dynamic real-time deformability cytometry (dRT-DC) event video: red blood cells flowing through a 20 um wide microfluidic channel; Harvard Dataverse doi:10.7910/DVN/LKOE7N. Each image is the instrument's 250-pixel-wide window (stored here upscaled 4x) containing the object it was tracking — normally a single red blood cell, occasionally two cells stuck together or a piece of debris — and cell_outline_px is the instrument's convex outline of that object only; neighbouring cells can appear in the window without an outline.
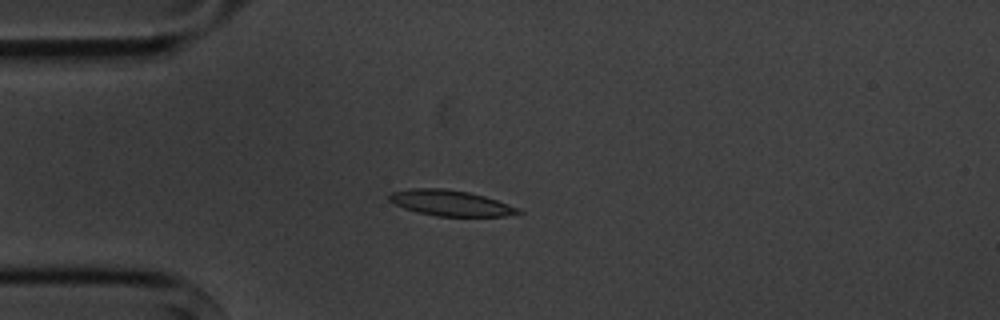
{"species": "common noctule bat (a hibernating species)", "species_latin": "Nyctalus noctula", "temperature_condition": "cold", "stored_images_in_passage": 13, "camera_frame_rate_fps": 3000, "um_per_image_px": 0.085, "animal": {"sex": "male", "body_mass_g": 20.1, "forearm_length_mm": 53.5}, "frame": {"image": 1, "passage_image": 4, "time_ms": 4.333, "image_size_px": [1000, 320], "cell_outline_px": [[524, 212], [504, 216], [436, 216], [416, 212], [404, 208], [388, 200], [388, 196], [392, 192], [412, 188], [444, 188], [468, 192], [484, 196], [520, 208]], "centroid_in_image_um": [38.29, 17.26], "position_along_channel_um": 46.7, "area_um2": 19.25}}
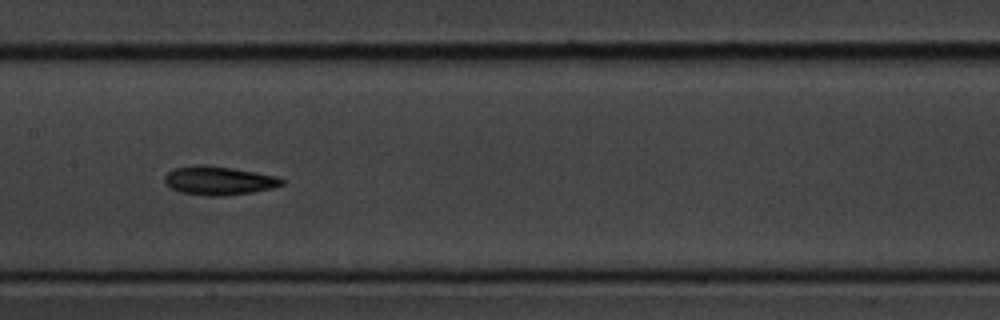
{"frame": {"image": 2, "passage_image": 8, "time_ms": 8.667, "image_size_px": [1000, 320], "cell_outline_px": [[284, 184], [272, 188], [252, 192], [220, 196], [208, 196], [180, 192], [172, 188], [164, 180], [164, 176], [168, 172], [176, 168], [200, 164], [204, 164], [232, 168], [256, 172], [276, 176], [284, 180]], "centroid_in_image_um": [18.61, 15.35], "position_along_channel_um": 188.8, "area_um2": 19.42}}
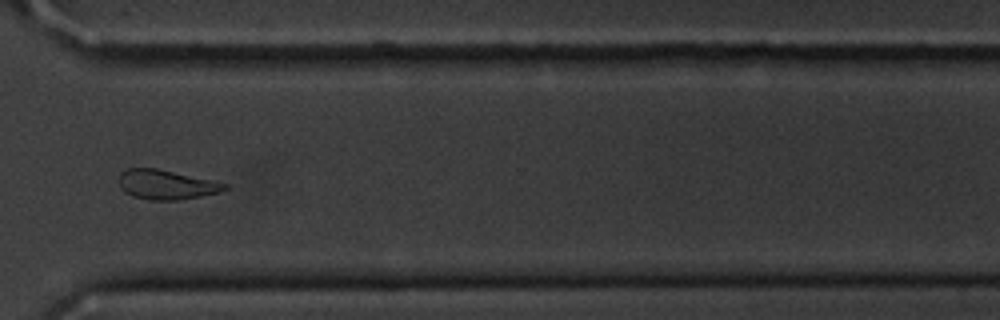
{"frame": {"image": 3, "passage_image": 12, "time_ms": 13.333, "image_size_px": [1000, 320], "cell_outline_px": [[228, 188], [220, 192], [180, 200], [152, 200], [132, 196], [124, 192], [120, 188], [120, 172], [128, 168], [156, 168], [212, 180], [228, 184]], "centroid_in_image_um": [14.13, 15.69], "position_along_channel_um": 356.5, "area_um2": 18.15}, "authors_computed_cell_mechanics": {"area_um2": 18.6116, "velocity_mm_per_s": 3.6024, "shape_relaxation_time_tau1_ms": 2.5323, "shape_relaxation_time_tau2_ms": null, "deformation_change_tau1": 0.0949, "deformation_change_tau2": null}}